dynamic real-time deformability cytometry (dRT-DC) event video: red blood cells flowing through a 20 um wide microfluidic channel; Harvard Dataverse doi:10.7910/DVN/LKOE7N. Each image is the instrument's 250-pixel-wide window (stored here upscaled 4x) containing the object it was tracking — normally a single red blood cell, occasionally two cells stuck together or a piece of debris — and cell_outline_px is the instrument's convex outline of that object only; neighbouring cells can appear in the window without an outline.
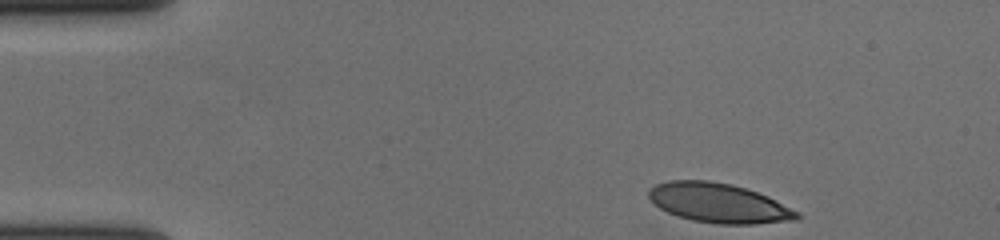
{"species": "human", "species_latin": "Homo sapiens", "temperature_condition": "cold", "stored_images_in_passage": 42, "camera_frame_rate_fps": 3000, "um_per_image_px": 0.085, "donor": {"sex": "female"}, "frame": {"image": 1, "passage_image": 1, "time_ms": 0.0, "image_size_px": [1000, 240], "cell_outline_px": [[800, 220], [756, 224], [720, 224], [692, 220], [668, 212], [660, 208], [648, 196], [648, 188], [656, 184], [668, 180], [708, 180], [732, 184], [768, 196], [800, 212]], "centroid_in_image_um": [61.13, 17.26], "position_along_channel_um": 23.9, "area_um2": 34.16}}
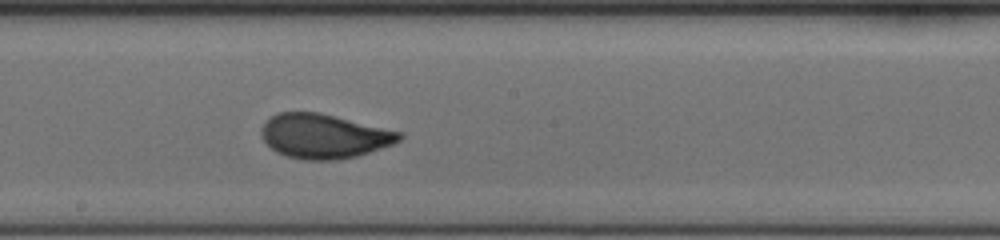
{"frame": {"image": 2, "passage_image": 24, "time_ms": 7.667, "image_size_px": [1000, 240], "cell_outline_px": [[404, 136], [400, 140], [392, 144], [356, 156], [336, 160], [304, 160], [288, 156], [276, 152], [264, 140], [260, 132], [260, 128], [276, 112], [320, 112], [400, 132]], "centroid_in_image_um": [27.51, 11.57], "position_along_channel_um": 220.7, "area_um2": 35.37}}
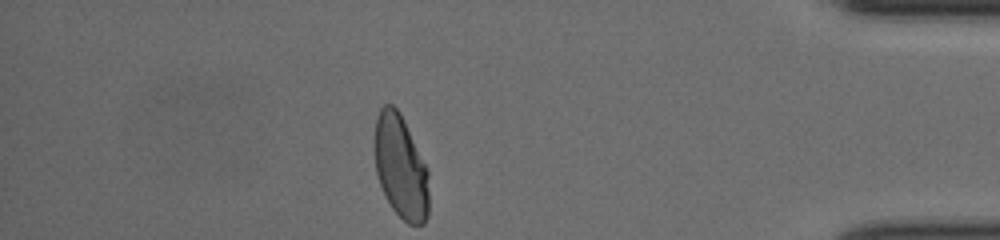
{"frame": {"image": 3, "passage_image": 42, "time_ms": 13.667, "image_size_px": [1000, 240], "cell_outline_px": [[428, 216], [424, 224], [408, 224], [392, 208], [384, 196], [376, 172], [376, 120], [380, 108], [384, 104], [392, 104], [400, 112], [428, 172]], "centroid_in_image_um": [34.07, 14.22], "position_along_channel_um": 401.1, "area_um2": 32.19}, "authors_computed_cell_mechanics": {"area_um2": 35.0846, "velocity_mm_per_s": 3.6761, "shape_relaxation_time_tau1_ms": 5.8121, "shape_relaxation_time_tau2_ms": null, "deformation_change_tau1": 0.1962, "deformation_change_tau2": null}}